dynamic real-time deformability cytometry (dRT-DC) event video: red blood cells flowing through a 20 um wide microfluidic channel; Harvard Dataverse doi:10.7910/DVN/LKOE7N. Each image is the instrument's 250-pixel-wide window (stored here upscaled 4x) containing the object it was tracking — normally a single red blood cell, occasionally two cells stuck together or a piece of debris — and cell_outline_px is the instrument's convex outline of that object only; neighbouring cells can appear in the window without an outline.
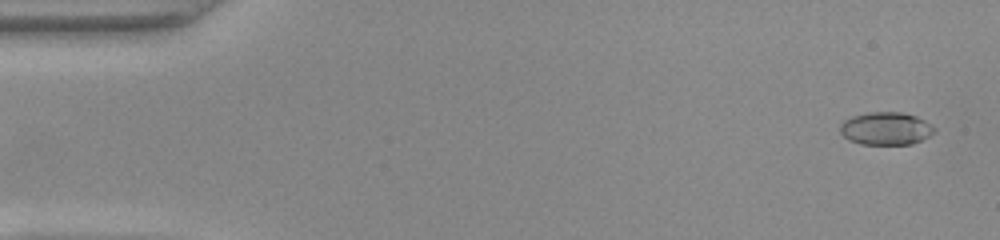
{"species": "common noctule bat (a hibernating species)", "species_latin": "Nyctalus noctula", "temperature_condition": "warm", "stored_images_in_passage": 53, "camera_frame_rate_fps": 3000, "um_per_image_px": 0.085, "animal": {"sex": "female", "body_mass_g": 22.0, "forearm_length_mm": 56.7}, "frame": {"image": 1, "passage_image": 3, "time_ms": 0.667, "image_size_px": [1000, 240], "cell_outline_px": [[936, 132], [912, 144], [860, 144], [848, 140], [840, 132], [840, 124], [844, 120], [852, 116], [868, 112], [900, 112], [916, 116], [924, 120], [936, 128]], "centroid_in_image_um": [75.29, 10.92], "position_along_channel_um": 9.7, "area_um2": 18.03}}
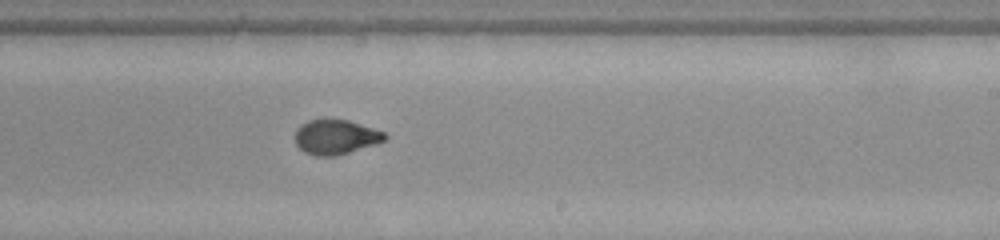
{"frame": {"image": 2, "passage_image": 32, "time_ms": 10.333, "image_size_px": [1000, 240], "cell_outline_px": [[388, 136], [384, 140], [376, 144], [336, 156], [316, 156], [304, 152], [296, 144], [296, 128], [300, 124], [308, 120], [348, 120], [384, 132]], "centroid_in_image_um": [28.52, 11.65], "position_along_channel_um": 260.5, "area_um2": 17.98}}
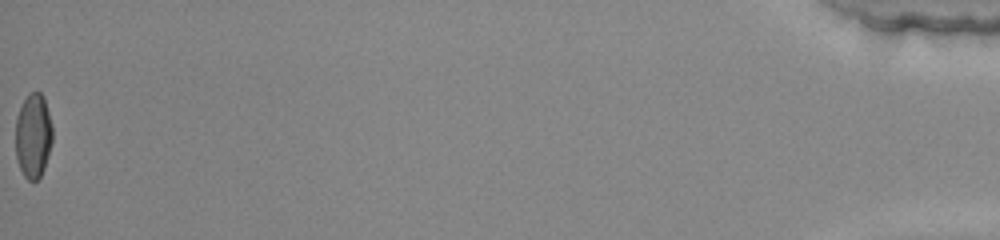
{"frame": {"image": 3, "passage_image": 53, "time_ms": 17.333, "image_size_px": [1000, 240], "cell_outline_px": [[52, 144], [44, 168], [40, 176], [36, 180], [28, 180], [24, 176], [16, 160], [16, 116], [28, 92], [40, 92], [44, 96], [52, 124]], "centroid_in_image_um": [2.83, 11.52], "position_along_channel_um": 432.4, "area_um2": 18.32}, "authors_computed_cell_mechanics": {"area_um2": 18.2648, "velocity_mm_per_s": 3.9527, "shape_relaxation_time_tau1_ms": null, "shape_relaxation_time_tau2_ms": 0.7904, "deformation_change_tau1": null, "deformation_change_tau2": 0.0542}}